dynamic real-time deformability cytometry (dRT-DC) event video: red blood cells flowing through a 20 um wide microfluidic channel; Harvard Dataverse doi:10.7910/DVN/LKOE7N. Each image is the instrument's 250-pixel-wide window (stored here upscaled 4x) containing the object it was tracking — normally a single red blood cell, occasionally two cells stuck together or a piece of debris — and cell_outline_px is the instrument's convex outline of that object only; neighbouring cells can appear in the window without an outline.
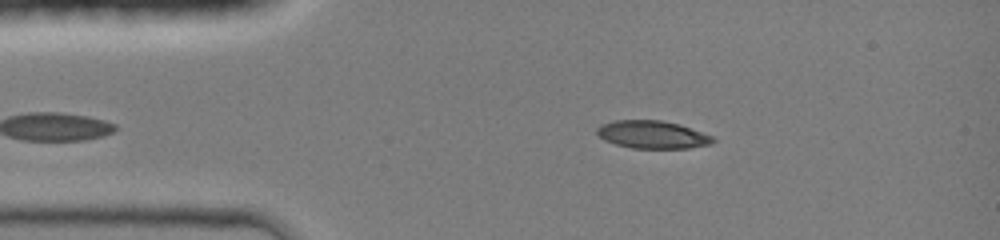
{"species": "common noctule bat (a hibernating species)", "species_latin": "Nyctalus noctula", "temperature_condition": "room temperature", "stored_images_in_passage": 39, "camera_frame_rate_fps": 3000, "um_per_image_px": 0.085, "animal": {"sex": "female", "body_mass_g": 19.0, "forearm_length_mm": 51.5}, "frame": {"image": 1, "passage_image": 3, "time_ms": 0.667, "image_size_px": [1000, 240], "cell_outline_px": [[716, 140], [712, 144], [688, 148], [632, 148], [616, 144], [604, 140], [596, 132], [596, 128], [600, 124], [616, 120], [660, 120], [680, 124], [712, 136]], "centroid_in_image_um": [55.45, 11.44], "position_along_channel_um": 29.6, "area_um2": 18.79}}
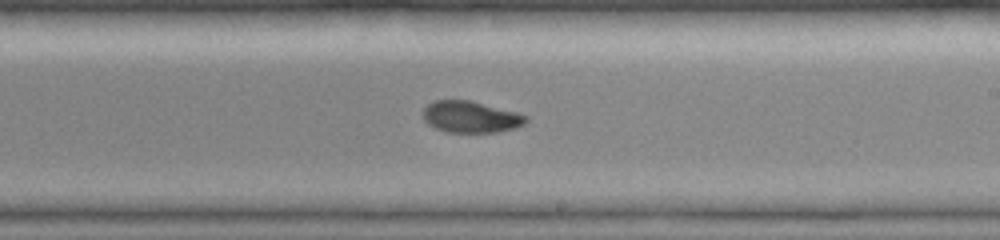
{"frame": {"image": 2, "passage_image": 21, "time_ms": 6.667, "image_size_px": [1000, 240], "cell_outline_px": [[528, 120], [524, 124], [516, 128], [496, 132], [448, 132], [436, 128], [428, 124], [424, 120], [424, 108], [428, 104], [436, 100], [472, 100], [516, 112], [528, 116]], "centroid_in_image_um": [40.04, 9.93], "position_along_channel_um": 249.0, "area_um2": 18.9}}
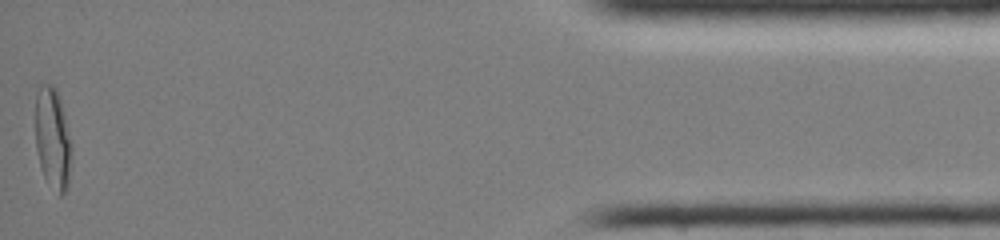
{"frame": {"image": 3, "passage_image": 39, "time_ms": 12.667, "image_size_px": [1000, 240], "cell_outline_px": [[68, 188], [60, 196], [44, 176], [40, 168], [36, 148], [36, 96], [40, 84], [52, 84], [56, 88], [60, 96], [64, 112], [68, 140]], "centroid_in_image_um": [4.42, 11.7], "position_along_channel_um": 430.8, "area_um2": 20.46}, "authors_computed_cell_mechanics": {"area_um2": 19.5364, "velocity_mm_per_s": 4.3177, "shape_relaxation_time_tau1_ms": 10.1439, "shape_relaxation_time_tau2_ms": 1.8811, "deformation_change_tau1": 0.3405, "deformation_change_tau2": 0.0538}}